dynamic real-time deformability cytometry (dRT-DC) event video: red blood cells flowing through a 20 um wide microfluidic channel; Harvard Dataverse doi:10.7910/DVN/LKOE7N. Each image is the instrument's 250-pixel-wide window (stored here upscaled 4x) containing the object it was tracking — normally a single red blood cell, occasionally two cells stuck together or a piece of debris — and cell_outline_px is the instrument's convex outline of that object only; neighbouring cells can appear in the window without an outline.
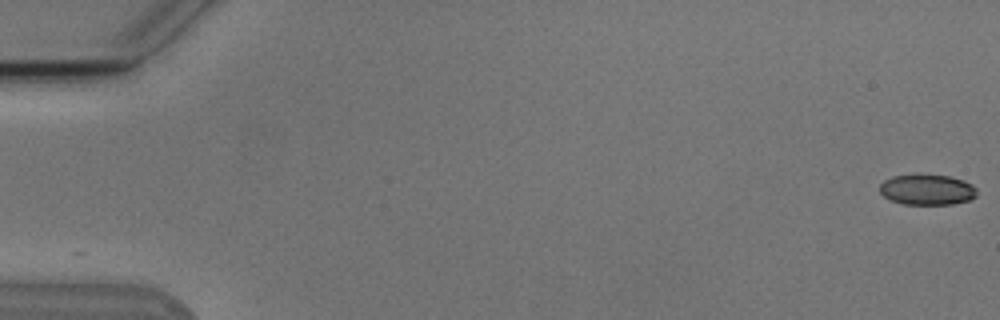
{"species": "Egyptian fruit bat (a non-hibernating species)", "species_latin": "Rousettus aegyptiacus", "temperature_condition": "cold", "stored_images_in_passage": 9, "camera_frame_rate_fps": 3000, "um_per_image_px": 0.085, "animal": {"sex": "male"}, "frame": {"image": 1, "passage_image": 1, "time_ms": 0.0, "image_size_px": [1000, 320], "cell_outline_px": [[976, 196], [968, 200], [952, 204], [904, 204], [892, 200], [884, 196], [880, 192], [880, 184], [884, 180], [892, 176], [920, 172], [948, 176], [964, 180], [972, 184], [976, 188]], "centroid_in_image_um": [78.79, 16.08], "position_along_channel_um": 6.2, "area_um2": 17.69}}
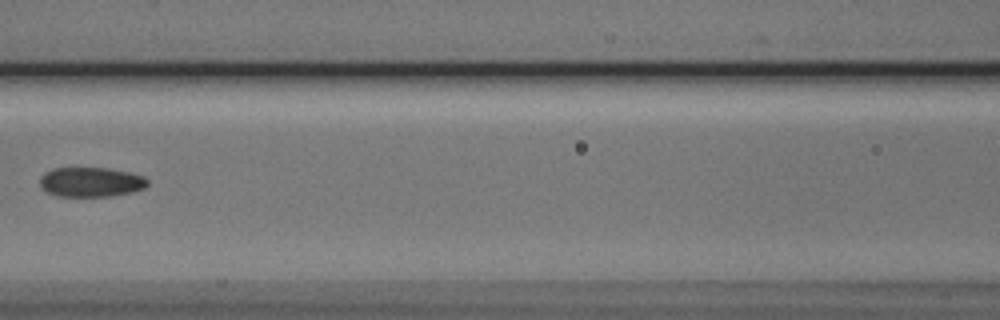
{"frame": {"image": 2, "passage_image": 8, "time_ms": 8.333, "image_size_px": [1000, 320], "cell_outline_px": [[148, 184], [144, 188], [132, 192], [112, 196], [56, 196], [40, 188], [40, 176], [44, 172], [52, 168], [108, 168], [128, 172], [144, 176], [148, 180]], "centroid_in_image_um": [7.7, 15.47], "position_along_channel_um": 158.9, "area_um2": 18.73}}
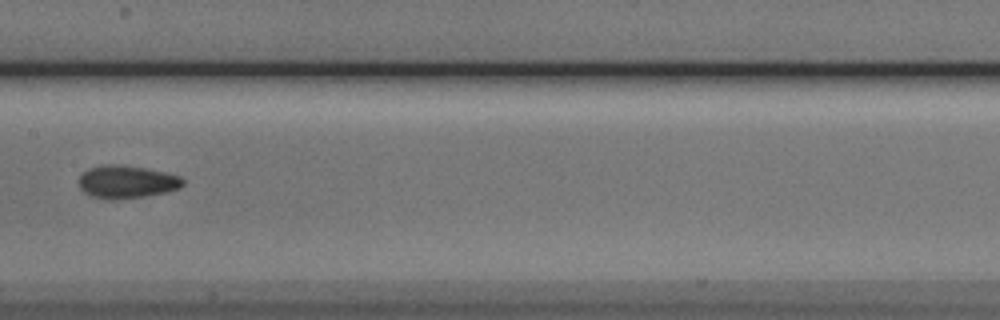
{"frame": {"image": 3, "passage_image": 9, "time_ms": 9.333, "image_size_px": [1000, 320], "cell_outline_px": [[184, 184], [180, 188], [168, 192], [112, 200], [92, 196], [84, 192], [80, 188], [80, 176], [88, 168], [104, 164], [116, 164], [144, 168], [164, 172], [180, 176], [184, 180]], "centroid_in_image_um": [10.78, 15.45], "position_along_channel_um": 196.6, "area_um2": 19.71}}